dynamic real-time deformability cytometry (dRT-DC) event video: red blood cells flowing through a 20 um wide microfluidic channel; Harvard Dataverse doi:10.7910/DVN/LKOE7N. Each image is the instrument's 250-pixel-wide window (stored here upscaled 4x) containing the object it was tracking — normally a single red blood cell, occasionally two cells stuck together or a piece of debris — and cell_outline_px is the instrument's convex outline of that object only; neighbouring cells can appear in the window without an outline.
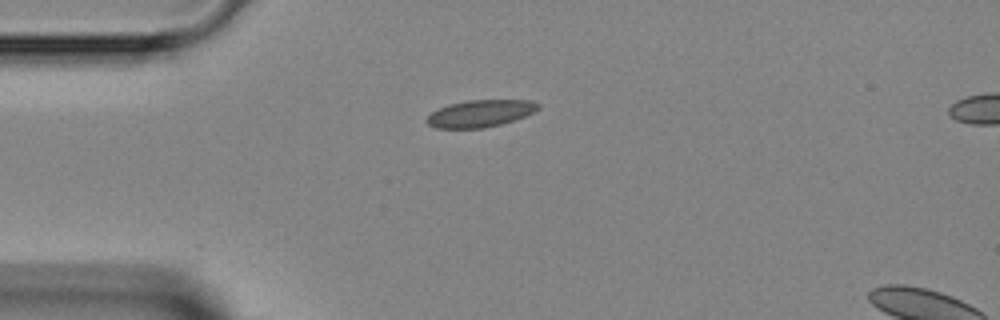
{"species": "Egyptian fruit bat (a non-hibernating species)", "species_latin": "Rousettus aegyptiacus", "temperature_condition": "room temperature", "stored_images_in_passage": 3, "camera_frame_rate_fps": 3000, "um_per_image_px": 0.085, "animal": {"sex": "female"}, "frame": {"image": 1, "passage_image": 1, "time_ms": 0.0, "image_size_px": [1000, 320], "cell_outline_px": [[540, 108], [516, 120], [484, 128], [436, 128], [428, 124], [424, 120], [432, 112], [448, 104], [468, 100], [532, 100], [540, 104]], "centroid_in_image_um": [40.83, 9.64], "position_along_channel_um": 44.2, "area_um2": 17.57}}
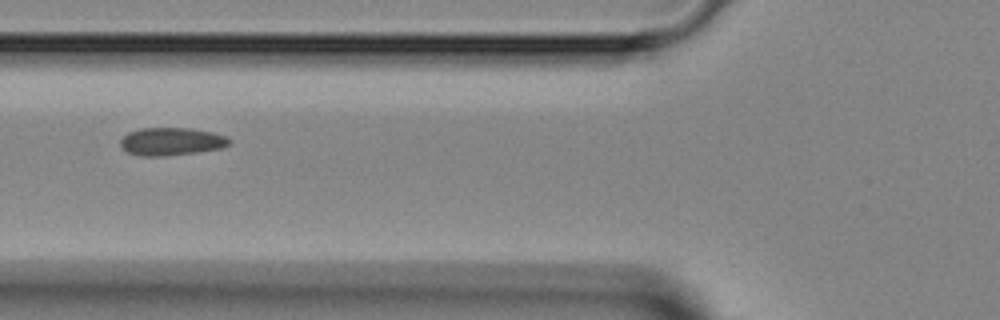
{"frame": {"image": 2, "passage_image": 3, "time_ms": 2.0, "image_size_px": [1000, 320], "cell_outline_px": [[232, 144], [220, 148], [196, 152], [164, 156], [140, 156], [128, 152], [120, 144], [120, 140], [128, 132], [140, 128], [192, 128], [212, 132], [228, 136], [232, 140]], "centroid_in_image_um": [14.61, 12.02], "position_along_channel_um": 111.2, "area_um2": 17.74}}